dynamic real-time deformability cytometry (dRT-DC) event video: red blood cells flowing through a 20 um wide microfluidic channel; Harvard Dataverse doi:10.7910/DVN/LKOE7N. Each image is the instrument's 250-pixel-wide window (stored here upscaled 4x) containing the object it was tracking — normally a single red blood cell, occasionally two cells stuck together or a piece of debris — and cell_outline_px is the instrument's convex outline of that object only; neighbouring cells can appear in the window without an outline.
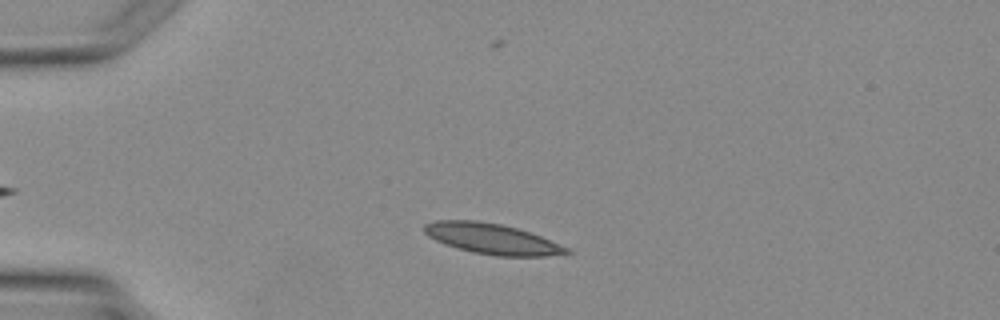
{"species": "Egyptian fruit bat (a non-hibernating species)", "species_latin": "Rousettus aegyptiacus", "temperature_condition": "warm", "stored_images_in_passage": 3, "camera_frame_rate_fps": 3000, "um_per_image_px": 0.085, "animal": {"sex": "female"}, "frame": {"image": 1, "passage_image": 2, "time_ms": 1.667, "image_size_px": [1000, 320], "cell_outline_px": [[572, 252], [544, 256], [496, 256], [472, 252], [456, 248], [444, 244], [428, 236], [424, 232], [424, 224], [436, 220], [476, 220], [500, 224], [516, 228], [540, 236], [568, 248]], "centroid_in_image_um": [41.76, 20.3], "position_along_channel_um": 43.2, "area_um2": 25.09}}